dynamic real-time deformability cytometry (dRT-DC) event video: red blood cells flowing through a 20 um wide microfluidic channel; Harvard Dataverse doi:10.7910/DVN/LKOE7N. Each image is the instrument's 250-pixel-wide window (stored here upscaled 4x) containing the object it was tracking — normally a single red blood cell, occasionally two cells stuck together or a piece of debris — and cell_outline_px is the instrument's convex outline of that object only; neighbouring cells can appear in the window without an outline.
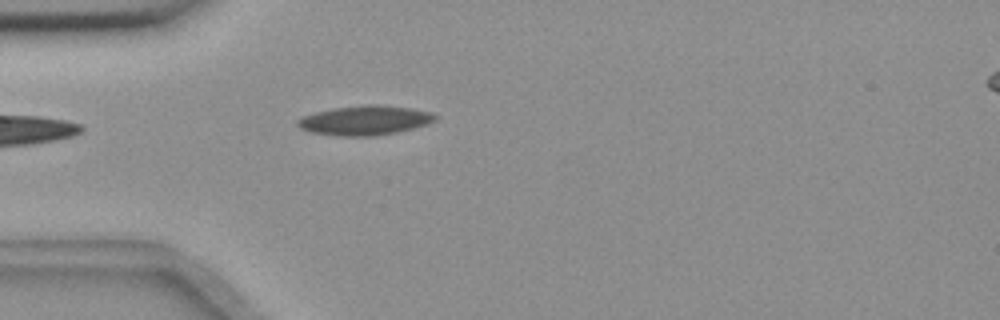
{"species": "common noctule bat (a hibernating species)", "species_latin": "Nyctalus noctula", "temperature_condition": "room temperature", "stored_images_in_passage": 5, "camera_frame_rate_fps": 3000, "um_per_image_px": 0.085, "animal": {"sex": "female", "body_mass_g": 18.4}, "frame": {"image": 1, "passage_image": 1, "time_ms": 0.0, "image_size_px": [1000, 320], "cell_outline_px": [[440, 116], [436, 120], [428, 124], [396, 132], [376, 136], [340, 136], [312, 132], [300, 128], [296, 124], [296, 120], [304, 116], [316, 112], [336, 108], [368, 104], [384, 104], [412, 108], [432, 112]], "centroid_in_image_um": [31.07, 10.22], "position_along_channel_um": 53.9, "area_um2": 23.76}}